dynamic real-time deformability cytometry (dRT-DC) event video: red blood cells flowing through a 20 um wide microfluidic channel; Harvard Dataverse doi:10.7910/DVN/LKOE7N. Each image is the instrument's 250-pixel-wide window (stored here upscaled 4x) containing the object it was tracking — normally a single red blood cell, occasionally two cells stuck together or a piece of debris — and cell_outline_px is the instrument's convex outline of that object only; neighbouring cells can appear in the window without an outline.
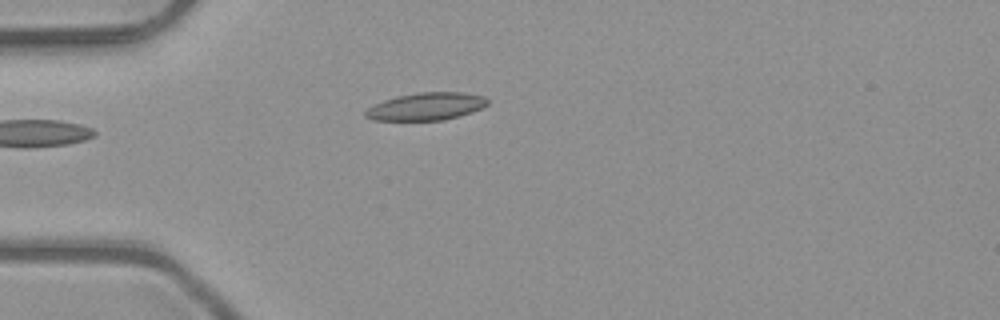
{"species": "common noctule bat (a hibernating species)", "species_latin": "Nyctalus noctula", "temperature_condition": "room temperature", "stored_images_in_passage": 2, "camera_frame_rate_fps": 3000, "um_per_image_px": 0.085, "animal": {"sex": "male", "body_mass_g": 23.1, "forearm_length_mm": 52.7}, "frame": {"image": 1, "passage_image": 1, "time_ms": 0.0, "image_size_px": [1000, 320], "cell_outline_px": [[488, 104], [472, 112], [460, 116], [444, 120], [372, 120], [364, 116], [364, 112], [368, 108], [384, 100], [396, 96], [420, 92], [464, 92], [484, 96], [488, 100]], "centroid_in_image_um": [36.24, 9.05], "position_along_channel_um": 48.8, "area_um2": 19.59}}